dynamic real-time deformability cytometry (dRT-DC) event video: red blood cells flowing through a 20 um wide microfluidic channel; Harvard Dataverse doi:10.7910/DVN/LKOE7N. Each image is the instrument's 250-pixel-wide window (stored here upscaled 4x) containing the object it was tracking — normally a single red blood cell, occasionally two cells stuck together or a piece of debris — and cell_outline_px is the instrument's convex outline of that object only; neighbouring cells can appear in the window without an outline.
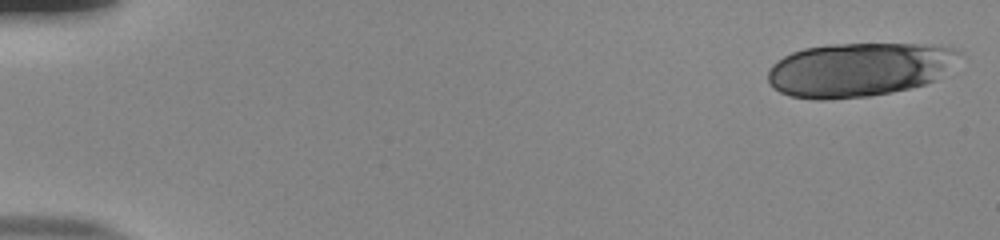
{"species": "human", "species_latin": "Homo sapiens", "temperature_condition": "room temperature", "stored_images_in_passage": 19, "camera_frame_rate_fps": 3000, "um_per_image_px": 0.085, "donor": {"sex": "male"}, "frame": {"image": 1, "passage_image": 1, "time_ms": 0.0, "image_size_px": [1000, 240], "cell_outline_px": [[960, 52], [936, 80], [924, 84], [908, 88], [868, 96], [824, 100], [816, 100], [792, 96], [780, 92], [768, 80], [768, 68], [772, 64], [784, 56], [792, 52], [804, 48], [828, 44], [932, 44], [956, 48]], "centroid_in_image_um": [72.95, 5.9], "position_along_channel_um": 12.1, "area_um2": 59.59}}